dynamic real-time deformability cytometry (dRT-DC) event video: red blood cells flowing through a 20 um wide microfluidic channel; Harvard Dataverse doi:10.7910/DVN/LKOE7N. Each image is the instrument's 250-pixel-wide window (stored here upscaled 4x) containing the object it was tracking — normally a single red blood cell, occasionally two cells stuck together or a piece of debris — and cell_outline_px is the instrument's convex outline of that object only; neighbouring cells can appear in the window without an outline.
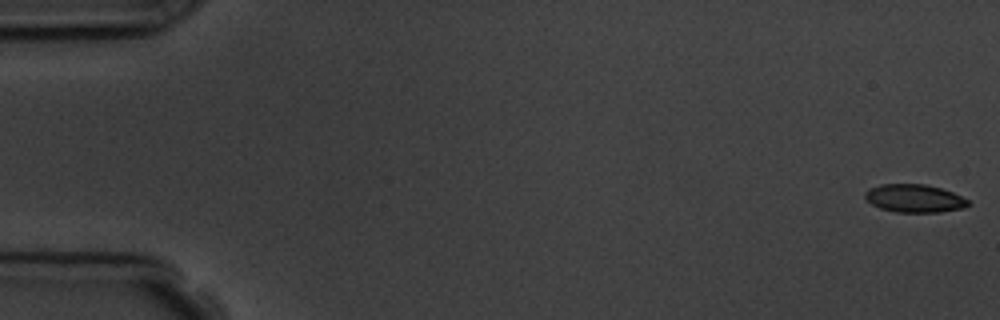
{"species": "common noctule bat (a hibernating species)", "species_latin": "Nyctalus noctula", "temperature_condition": "room temperature", "stored_images_in_passage": 9, "camera_frame_rate_fps": 3000, "um_per_image_px": 0.085, "animal": {"sex": "male", "body_mass_g": 19.5, "forearm_length_mm": 54.6}, "frame": {"image": 1, "passage_image": 1, "time_ms": 0.0, "image_size_px": [1000, 320], "cell_outline_px": [[972, 204], [964, 208], [940, 212], [896, 212], [880, 208], [872, 204], [864, 196], [864, 192], [868, 188], [880, 184], [924, 184], [940, 188], [952, 192], [968, 200]], "centroid_in_image_um": [77.72, 16.86], "position_along_channel_um": 7.3, "area_um2": 16.88}}